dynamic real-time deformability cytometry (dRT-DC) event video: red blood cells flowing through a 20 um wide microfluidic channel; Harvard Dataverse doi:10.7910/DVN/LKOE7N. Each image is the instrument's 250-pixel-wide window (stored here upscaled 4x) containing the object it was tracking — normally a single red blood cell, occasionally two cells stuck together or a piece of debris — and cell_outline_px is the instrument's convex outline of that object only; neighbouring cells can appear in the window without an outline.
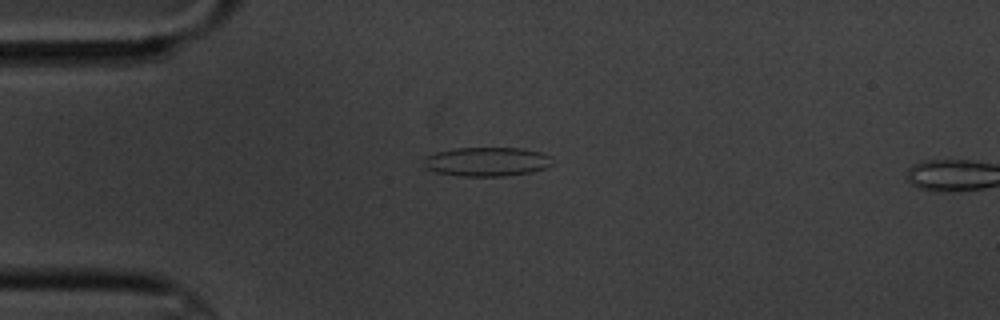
{"species": "common noctule bat (a hibernating species)", "species_latin": "Nyctalus noctula", "temperature_condition": "cold", "stored_images_in_passage": 5, "camera_frame_rate_fps": 3000, "um_per_image_px": 0.085, "animal": {"sex": "male", "body_mass_g": 20.1, "forearm_length_mm": 53.5}, "frame": {"image": 1, "passage_image": 4, "time_ms": 3.667, "image_size_px": [1000, 320], "cell_outline_px": [[552, 164], [544, 168], [532, 172], [504, 176], [460, 176], [436, 172], [428, 168], [424, 164], [424, 156], [436, 152], [452, 148], [520, 148], [540, 152], [552, 156]], "centroid_in_image_um": [41.38, 13.74], "position_along_channel_um": 43.6, "area_um2": 21.85}}